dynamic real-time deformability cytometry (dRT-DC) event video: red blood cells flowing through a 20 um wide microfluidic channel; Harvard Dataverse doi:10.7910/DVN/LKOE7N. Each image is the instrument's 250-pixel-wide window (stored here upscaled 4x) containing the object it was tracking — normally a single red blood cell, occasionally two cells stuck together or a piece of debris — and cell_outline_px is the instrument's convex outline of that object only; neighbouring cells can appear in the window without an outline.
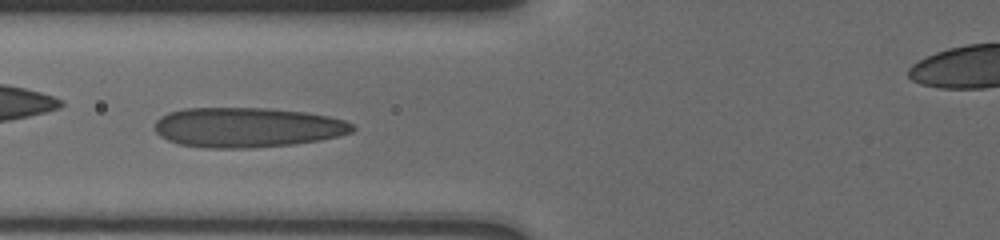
{"species": "human", "species_latin": "Homo sapiens", "temperature_condition": "cold", "stored_images_in_passage": 10, "camera_frame_rate_fps": 3000, "um_per_image_px": 0.085, "donor": {"sex": "male"}, "frame": {"image": 1, "passage_image": 9, "time_ms": 1.333, "image_size_px": [1000, 240], "cell_outline_px": [[356, 128], [352, 132], [340, 136], [320, 140], [296, 144], [252, 148], [204, 148], [180, 144], [168, 140], [160, 136], [156, 132], [156, 120], [160, 116], [168, 112], [184, 108], [268, 108], [304, 112], [328, 116], [344, 120], [352, 124]], "centroid_in_image_um": [21.02, 10.83], "position_along_channel_um": 104.8, "area_um2": 46.18}}